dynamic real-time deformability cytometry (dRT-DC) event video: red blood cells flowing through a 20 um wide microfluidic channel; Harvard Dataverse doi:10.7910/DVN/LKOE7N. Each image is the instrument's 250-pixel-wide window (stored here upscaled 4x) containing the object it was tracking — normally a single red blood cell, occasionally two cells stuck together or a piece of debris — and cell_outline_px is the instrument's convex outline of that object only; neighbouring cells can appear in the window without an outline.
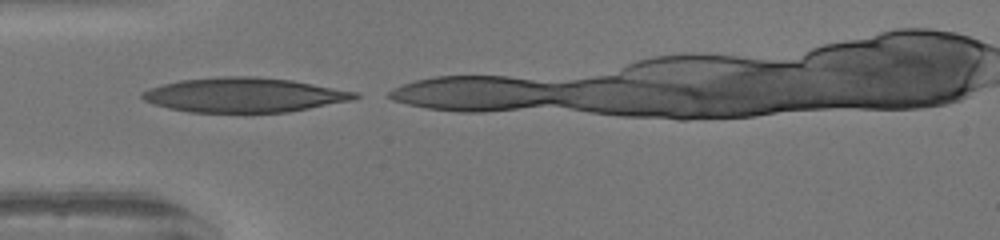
{"species": "human", "species_latin": "Homo sapiens", "temperature_condition": "warm", "stored_images_in_passage": 4, "camera_frame_rate_fps": 3000, "um_per_image_px": 0.085, "donor": {"sex": "female"}, "frame": {"image": 1, "passage_image": 1, "time_ms": 0.0, "image_size_px": [1000, 240], "cell_outline_px": [[360, 96], [352, 100], [288, 112], [188, 112], [168, 108], [152, 104], [144, 100], [140, 96], [140, 92], [148, 88], [180, 80], [224, 76], [256, 76], [292, 80], [360, 92]], "centroid_in_image_um": [20.74, 8.07], "position_along_channel_um": 64.3, "area_um2": 42.95}}